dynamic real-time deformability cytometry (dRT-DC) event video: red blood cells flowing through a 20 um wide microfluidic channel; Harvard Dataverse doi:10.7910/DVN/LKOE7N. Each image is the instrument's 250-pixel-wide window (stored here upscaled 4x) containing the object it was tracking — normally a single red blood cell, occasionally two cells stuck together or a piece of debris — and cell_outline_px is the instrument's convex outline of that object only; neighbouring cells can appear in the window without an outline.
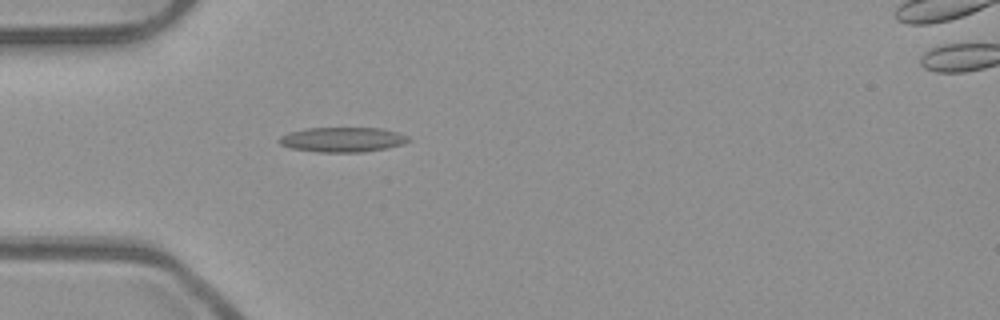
{"species": "common noctule bat (a hibernating species)", "species_latin": "Nyctalus noctula", "temperature_condition": "room temperature", "stored_images_in_passage": 38, "camera_frame_rate_fps": 3000, "um_per_image_px": 0.085, "animal": {"sex": "male", "body_mass_g": 23.1, "forearm_length_mm": 52.7}, "frame": {"image": 1, "passage_image": 1, "time_ms": 0.0, "image_size_px": [1000, 320], "cell_outline_px": [[412, 140], [404, 144], [388, 148], [364, 152], [316, 152], [292, 148], [280, 144], [276, 140], [280, 136], [288, 132], [304, 128], [380, 128], [400, 132], [408, 136]], "centroid_in_image_um": [29.13, 11.86], "position_along_channel_um": 55.9, "area_um2": 19.02}}
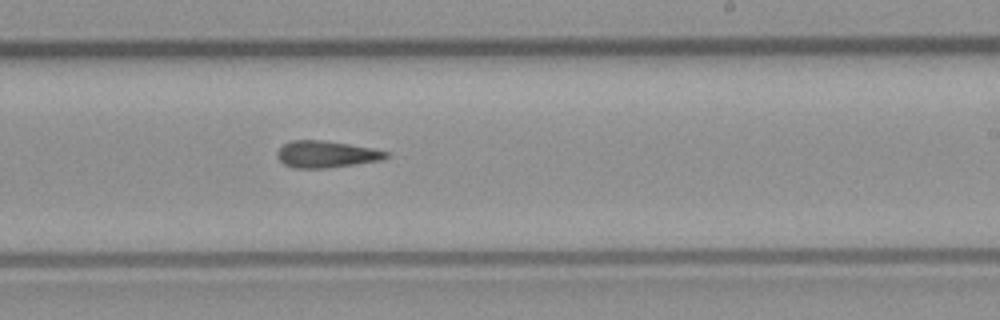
{"frame": {"image": 2, "passage_image": 17, "time_ms": 5.333, "image_size_px": [1000, 320], "cell_outline_px": [[392, 156], [384, 160], [324, 168], [292, 168], [284, 164], [276, 156], [276, 152], [284, 144], [292, 140], [320, 140], [376, 148], [392, 152]], "centroid_in_image_um": [27.81, 13.11], "position_along_channel_um": 261.2, "area_um2": 17.22}}
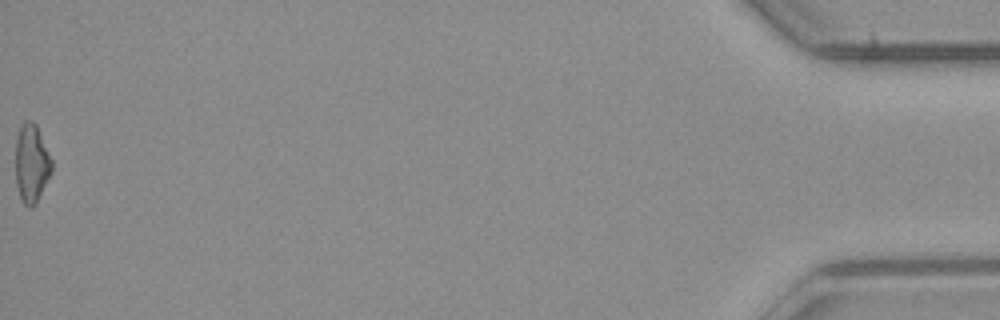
{"frame": {"image": 3, "passage_image": 38, "time_ms": 12.333, "image_size_px": [1000, 320], "cell_outline_px": [[52, 172], [36, 204], [32, 208], [28, 208], [24, 204], [20, 196], [16, 184], [16, 140], [20, 128], [28, 120], [32, 120], [36, 124], [52, 160]], "centroid_in_image_um": [2.69, 13.93], "position_along_channel_um": 432.5, "area_um2": 16.47}, "authors_computed_cell_mechanics": {"area_um2": 16.7042, "velocity_mm_per_s": 3.9563, "shape_relaxation_time_tau1_ms": null, "shape_relaxation_time_tau2_ms": 7.5161, "deformation_change_tau1": null, "deformation_change_tau2": 0.2102}}